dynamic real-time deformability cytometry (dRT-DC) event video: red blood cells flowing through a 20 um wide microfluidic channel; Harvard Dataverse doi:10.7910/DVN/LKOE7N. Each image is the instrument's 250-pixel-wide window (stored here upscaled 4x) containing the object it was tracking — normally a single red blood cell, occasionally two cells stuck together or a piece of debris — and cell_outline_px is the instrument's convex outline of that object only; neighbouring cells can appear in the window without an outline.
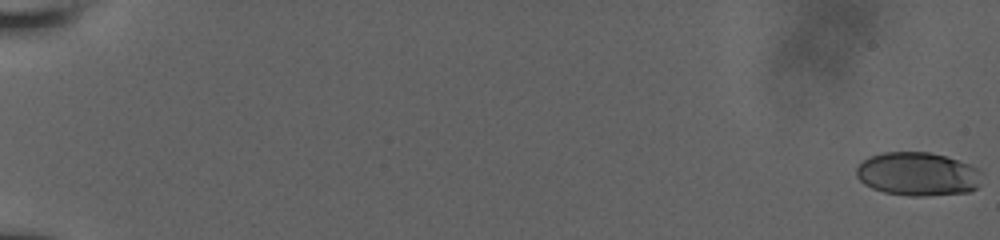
{"species": "human", "species_latin": "Homo sapiens", "temperature_condition": "room temperature", "stored_images_in_passage": 22, "camera_frame_rate_fps": 3000, "um_per_image_px": 0.085, "donor": {"sex": "male"}, "frame": {"image": 1, "passage_image": 1, "time_ms": 0.0, "image_size_px": [1000, 240], "cell_outline_px": [[980, 172], [976, 188], [968, 192], [924, 196], [912, 196], [884, 192], [872, 188], [864, 184], [856, 176], [856, 168], [868, 156], [884, 152], [928, 152], [944, 156], [968, 164], [976, 168]], "centroid_in_image_um": [77.95, 14.79], "position_along_channel_um": 7.1, "area_um2": 31.5}}
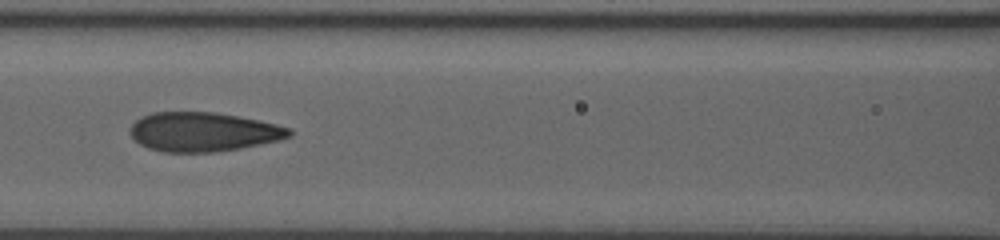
{"frame": {"image": 2, "passage_image": 13, "time_ms": 9.333, "image_size_px": [1000, 240], "cell_outline_px": [[292, 136], [280, 140], [240, 148], [212, 152], [160, 152], [148, 148], [140, 144], [132, 136], [132, 124], [140, 116], [152, 112], [216, 112], [276, 124], [288, 128], [292, 132]], "centroid_in_image_um": [17.26, 11.21], "position_along_channel_um": 149.3, "area_um2": 36.13}}
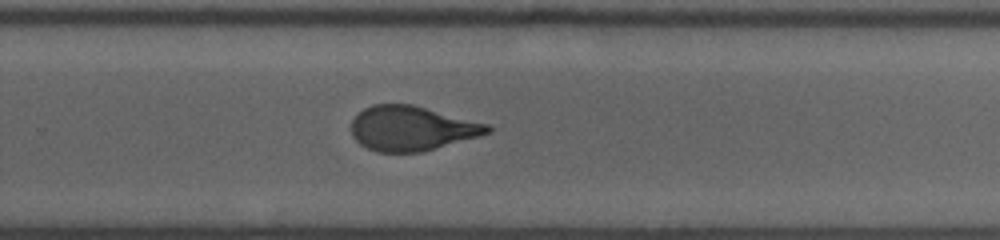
{"frame": {"image": 3, "passage_image": 22, "time_ms": 13.0, "image_size_px": [1000, 240], "cell_outline_px": [[492, 128], [488, 132], [476, 136], [420, 152], [376, 152], [360, 144], [356, 140], [352, 132], [352, 120], [364, 108], [372, 104], [412, 104], [488, 124]], "centroid_in_image_um": [34.94, 10.9], "position_along_channel_um": 294.9, "area_um2": 34.8}}